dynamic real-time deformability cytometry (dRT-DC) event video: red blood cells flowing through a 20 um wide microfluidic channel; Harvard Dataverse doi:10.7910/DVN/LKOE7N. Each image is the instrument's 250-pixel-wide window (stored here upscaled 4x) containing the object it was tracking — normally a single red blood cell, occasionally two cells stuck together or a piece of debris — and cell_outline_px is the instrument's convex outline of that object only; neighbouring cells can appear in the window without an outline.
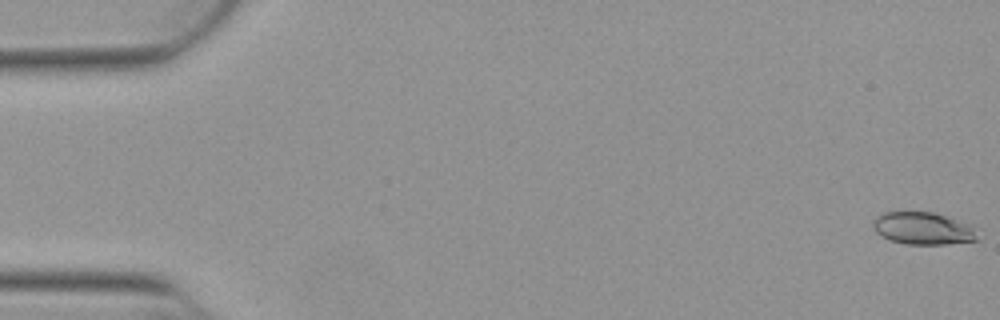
{"species": "Egyptian fruit bat (a non-hibernating species)", "species_latin": "Rousettus aegyptiacus", "temperature_condition": "warm", "stored_images_in_passage": 9, "camera_frame_rate_fps": 3000, "um_per_image_px": 0.085, "animal": {"sex": "female"}, "frame": {"image": 1, "passage_image": 1, "time_ms": 0.0, "image_size_px": [1000, 320], "cell_outline_px": [[976, 240], [948, 244], [904, 244], [888, 240], [880, 236], [872, 228], [872, 220], [876, 216], [884, 212], [932, 212], [968, 224], [972, 228], [976, 236]], "centroid_in_image_um": [78.34, 19.42], "position_along_channel_um": 6.7, "area_um2": 19.54}}